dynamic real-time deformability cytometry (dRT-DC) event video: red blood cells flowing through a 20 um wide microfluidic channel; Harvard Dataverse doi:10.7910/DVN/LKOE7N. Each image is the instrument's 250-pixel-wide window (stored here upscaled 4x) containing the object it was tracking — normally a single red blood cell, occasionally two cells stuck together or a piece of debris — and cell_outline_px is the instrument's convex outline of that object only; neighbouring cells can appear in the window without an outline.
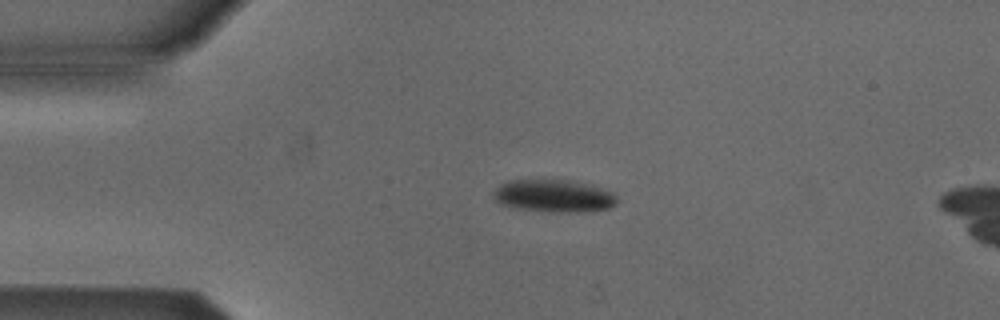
{"species": "Egyptian fruit bat (a non-hibernating species)", "species_latin": "Rousettus aegyptiacus", "temperature_condition": "cold", "stored_images_in_passage": 5, "camera_frame_rate_fps": 3000, "um_per_image_px": 0.085, "animal": {"sex": "male"}, "frame": {"image": 1, "passage_image": 3, "time_ms": 2.333, "image_size_px": [1000, 320], "cell_outline_px": [[616, 204], [608, 208], [584, 212], [552, 212], [512, 208], [500, 204], [492, 196], [492, 192], [500, 184], [508, 180], [568, 180], [592, 184], [612, 192], [616, 196]], "centroid_in_image_um": [47.04, 16.65], "position_along_channel_um": 38.0, "area_um2": 23.7}}
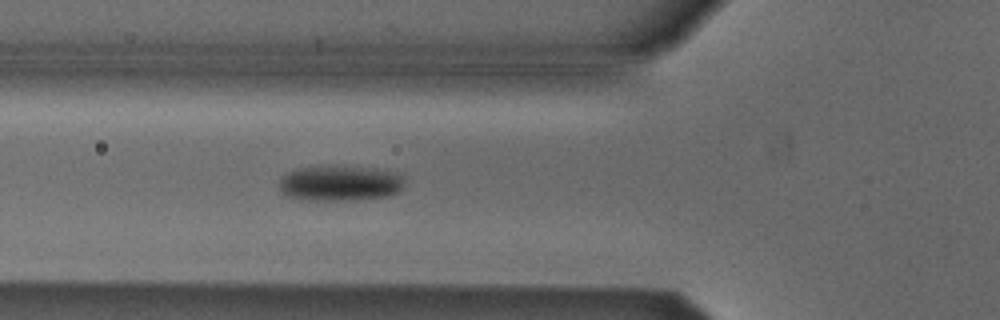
{"frame": {"image": 2, "passage_image": 5, "time_ms": 4.667, "image_size_px": [1000, 320], "cell_outline_px": [[404, 184], [400, 192], [388, 196], [360, 200], [300, 200], [284, 196], [280, 192], [280, 180], [288, 172], [296, 168], [316, 164], [332, 164], [376, 168], [396, 172], [404, 180]], "centroid_in_image_um": [28.87, 15.55], "position_along_channel_um": 96.9, "area_um2": 27.05}}